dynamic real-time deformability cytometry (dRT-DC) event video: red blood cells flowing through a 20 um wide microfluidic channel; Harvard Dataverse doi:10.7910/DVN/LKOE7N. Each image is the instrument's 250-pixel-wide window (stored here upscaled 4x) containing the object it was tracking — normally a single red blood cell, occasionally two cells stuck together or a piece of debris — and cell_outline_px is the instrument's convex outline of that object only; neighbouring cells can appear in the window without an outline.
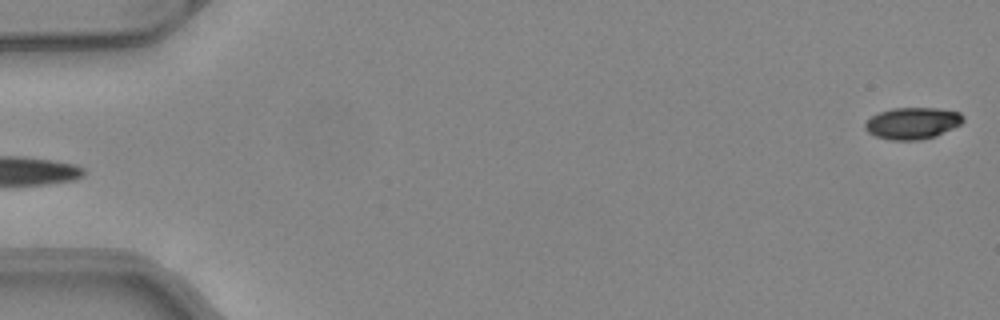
{"species": "common noctule bat (a hibernating species)", "species_latin": "Nyctalus noctula", "temperature_condition": "warm", "stored_images_in_passage": 19, "camera_frame_rate_fps": 3000, "um_per_image_px": 0.085, "animal": {"sex": "female", "body_mass_g": 24.6, "forearm_length_mm": 56.2}, "frame": {"image": 1, "passage_image": 1, "time_ms": 0.0, "image_size_px": [1000, 320], "cell_outline_px": [[964, 120], [960, 124], [936, 136], [920, 140], [892, 140], [876, 136], [868, 132], [864, 128], [864, 124], [872, 116], [880, 112], [892, 108], [936, 108], [960, 112], [964, 116]], "centroid_in_image_um": [77.56, 10.47], "position_along_channel_um": 7.4, "area_um2": 18.03}}
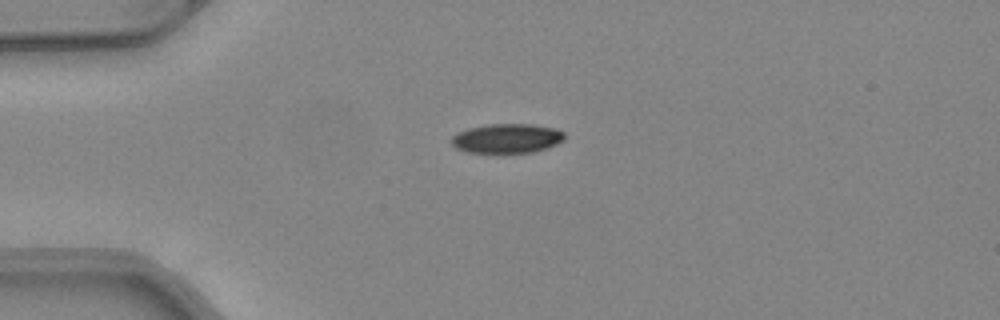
{"frame": {"image": 2, "passage_image": 13, "time_ms": 4.0, "image_size_px": [1000, 320], "cell_outline_px": [[564, 140], [556, 144], [532, 152], [468, 152], [456, 148], [452, 144], [452, 136], [456, 132], [468, 128], [488, 124], [532, 124], [556, 128], [564, 132]], "centroid_in_image_um": [43.08, 11.74], "position_along_channel_um": 41.9, "area_um2": 19.25}}
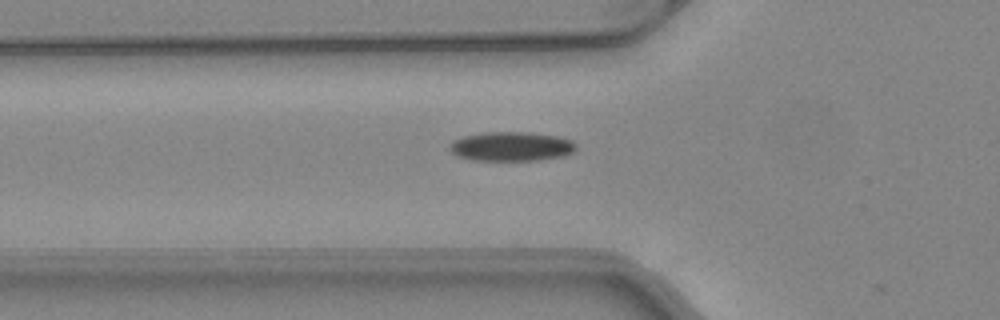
{"frame": {"image": 3, "passage_image": 18, "time_ms": 5.667, "image_size_px": [1000, 320], "cell_outline_px": [[576, 148], [572, 152], [564, 156], [536, 160], [472, 160], [456, 156], [448, 148], [452, 140], [464, 136], [484, 132], [528, 132], [556, 136], [572, 140], [576, 144]], "centroid_in_image_um": [43.43, 12.44], "position_along_channel_um": 82.4, "area_um2": 21.62}}